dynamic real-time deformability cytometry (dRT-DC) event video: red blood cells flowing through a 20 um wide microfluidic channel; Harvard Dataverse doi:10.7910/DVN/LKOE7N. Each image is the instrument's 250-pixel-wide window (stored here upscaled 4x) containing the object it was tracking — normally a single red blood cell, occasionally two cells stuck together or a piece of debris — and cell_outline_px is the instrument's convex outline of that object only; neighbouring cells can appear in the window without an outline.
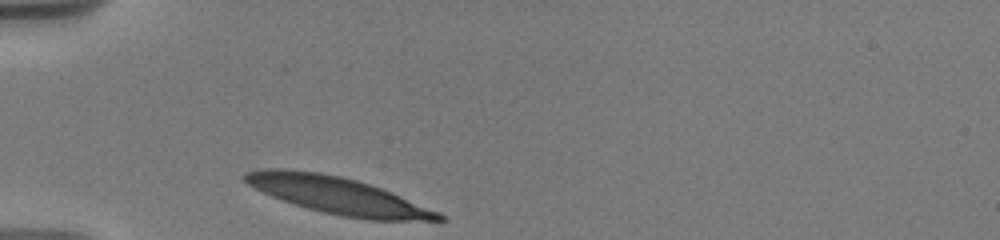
{"species": "human", "species_latin": "Homo sapiens", "temperature_condition": "warm", "stored_images_in_passage": 1, "camera_frame_rate_fps": 3000, "um_per_image_px": 0.085, "donor": {"sex": "male"}, "frame": {"image": 1, "passage_image": 1, "time_ms": 0.0, "image_size_px": [1000, 240], "cell_outline_px": [[444, 220], [368, 220], [344, 216], [324, 212], [308, 208], [272, 196], [248, 184], [244, 180], [244, 172], [260, 168], [284, 168], [320, 172], [340, 176], [356, 180], [392, 192], [440, 212], [444, 216]], "centroid_in_image_um": [28.7, 16.59], "position_along_channel_um": 56.3, "area_um2": 41.21}}